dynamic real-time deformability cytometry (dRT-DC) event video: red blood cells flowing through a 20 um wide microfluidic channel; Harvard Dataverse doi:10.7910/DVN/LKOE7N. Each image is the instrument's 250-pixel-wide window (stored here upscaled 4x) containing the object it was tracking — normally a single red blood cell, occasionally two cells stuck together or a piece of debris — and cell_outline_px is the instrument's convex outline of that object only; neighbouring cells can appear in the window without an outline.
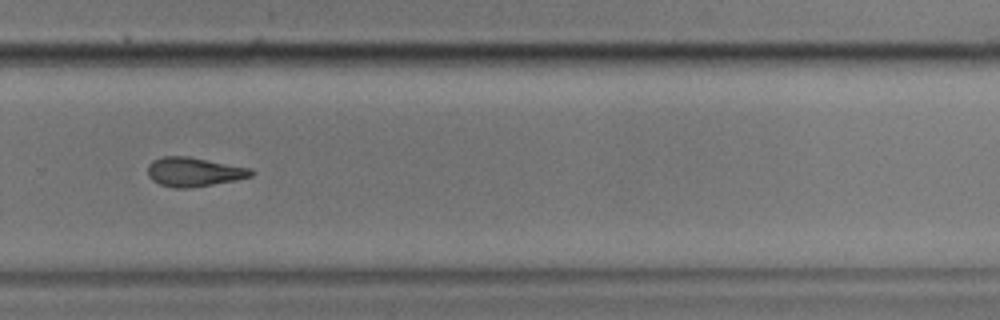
{"species": "common noctule bat (a hibernating species)", "species_latin": "Nyctalus noctula", "temperature_condition": "cold", "stored_images_in_passage": 42, "camera_frame_rate_fps": 3000, "um_per_image_px": 0.085, "animal": {"sex": "male", "body_mass_g": 17.9}, "frame": {"image": 1, "passage_image": 24, "time_ms": 7.667, "image_size_px": [1000, 320], "cell_outline_px": [[256, 172], [252, 176], [236, 180], [188, 188], [176, 188], [160, 184], [152, 180], [148, 176], [148, 164], [152, 160], [160, 156], [188, 156], [252, 168]], "centroid_in_image_um": [16.49, 14.6], "position_along_channel_um": 313.3, "area_um2": 17.69}, "authors_computed_cell_mechanics": {"area_um2": 18.0336, "velocity_mm_per_s": 3.5287, "shape_relaxation_time_tau1_ms": null, "shape_relaxation_time_tau2_ms": 4.8893, "deformation_change_tau1": null, "deformation_change_tau2": 0.1438}}